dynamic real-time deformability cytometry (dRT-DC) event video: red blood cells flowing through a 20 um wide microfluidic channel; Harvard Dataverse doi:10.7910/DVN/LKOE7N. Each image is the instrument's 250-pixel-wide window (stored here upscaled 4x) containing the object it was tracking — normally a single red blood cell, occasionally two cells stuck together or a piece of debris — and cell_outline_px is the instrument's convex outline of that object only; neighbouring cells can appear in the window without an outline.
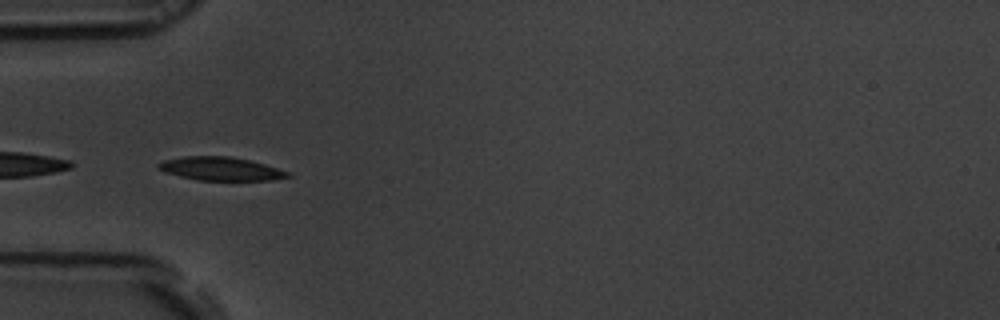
{"species": "common noctule bat (a hibernating species)", "species_latin": "Nyctalus noctula", "temperature_condition": "room temperature", "stored_images_in_passage": 44, "camera_frame_rate_fps": 3000, "um_per_image_px": 0.085, "animal": {"sex": "male", "body_mass_g": 19.5, "forearm_length_mm": 54.6}, "frame": {"image": 1, "passage_image": 11, "time_ms": 3.333, "image_size_px": [1000, 320], "cell_outline_px": [[292, 176], [272, 180], [196, 180], [164, 172], [156, 168], [156, 164], [164, 160], [184, 156], [228, 156], [248, 160], [264, 164], [288, 172]], "centroid_in_image_um": [18.7, 14.34], "position_along_channel_um": 66.3, "area_um2": 17.57}}
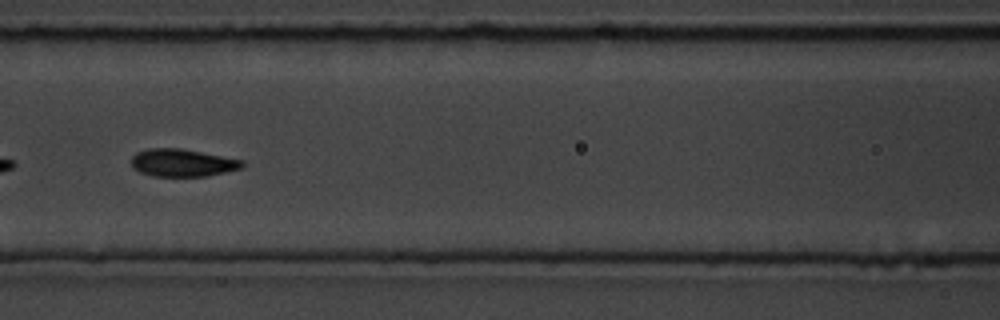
{"frame": {"image": 2, "passage_image": 18, "time_ms": 5.667, "image_size_px": [1000, 320], "cell_outline_px": [[244, 168], [208, 176], [152, 176], [140, 172], [132, 168], [132, 156], [136, 152], [148, 148], [180, 148], [244, 160]], "centroid_in_image_um": [15.51, 13.84], "position_along_channel_um": 151.1, "area_um2": 17.98}, "authors_computed_cell_mechanics": {"area_um2": 17.9758, "velocity_mm_per_s": 3.6685, "shape_relaxation_time_tau1_ms": 2.085, "shape_relaxation_time_tau2_ms": 0.9876, "deformation_change_tau1": 0.1188, "deformation_change_tau2": 0.0531}}